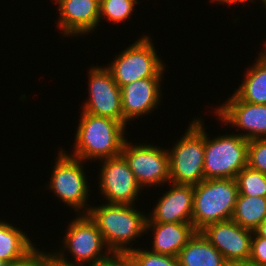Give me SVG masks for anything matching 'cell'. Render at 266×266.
<instances>
[{"instance_id": "cell-28", "label": "cell", "mask_w": 266, "mask_h": 266, "mask_svg": "<svg viewBox=\"0 0 266 266\" xmlns=\"http://www.w3.org/2000/svg\"><path fill=\"white\" fill-rule=\"evenodd\" d=\"M67 256L69 255H56L54 252H50L45 255L43 266H82L70 263Z\"/></svg>"}, {"instance_id": "cell-8", "label": "cell", "mask_w": 266, "mask_h": 266, "mask_svg": "<svg viewBox=\"0 0 266 266\" xmlns=\"http://www.w3.org/2000/svg\"><path fill=\"white\" fill-rule=\"evenodd\" d=\"M66 231L62 245L65 251L59 250L60 252L56 251L55 254L65 255V252L69 251L68 253L75 259L70 263L88 266L104 261L113 254L105 246L101 232L87 214L75 216ZM104 248H107L106 251H102Z\"/></svg>"}, {"instance_id": "cell-6", "label": "cell", "mask_w": 266, "mask_h": 266, "mask_svg": "<svg viewBox=\"0 0 266 266\" xmlns=\"http://www.w3.org/2000/svg\"><path fill=\"white\" fill-rule=\"evenodd\" d=\"M248 139L239 133L210 139L205 131V179L236 178L247 166Z\"/></svg>"}, {"instance_id": "cell-26", "label": "cell", "mask_w": 266, "mask_h": 266, "mask_svg": "<svg viewBox=\"0 0 266 266\" xmlns=\"http://www.w3.org/2000/svg\"><path fill=\"white\" fill-rule=\"evenodd\" d=\"M249 260L255 266H266V238L259 237L255 232L251 240V254Z\"/></svg>"}, {"instance_id": "cell-21", "label": "cell", "mask_w": 266, "mask_h": 266, "mask_svg": "<svg viewBox=\"0 0 266 266\" xmlns=\"http://www.w3.org/2000/svg\"><path fill=\"white\" fill-rule=\"evenodd\" d=\"M266 219V197L245 196L238 193L232 220L254 231Z\"/></svg>"}, {"instance_id": "cell-24", "label": "cell", "mask_w": 266, "mask_h": 266, "mask_svg": "<svg viewBox=\"0 0 266 266\" xmlns=\"http://www.w3.org/2000/svg\"><path fill=\"white\" fill-rule=\"evenodd\" d=\"M131 266H179L177 257L133 248L127 253Z\"/></svg>"}, {"instance_id": "cell-34", "label": "cell", "mask_w": 266, "mask_h": 266, "mask_svg": "<svg viewBox=\"0 0 266 266\" xmlns=\"http://www.w3.org/2000/svg\"><path fill=\"white\" fill-rule=\"evenodd\" d=\"M8 262L4 261L3 259H0V266H8Z\"/></svg>"}, {"instance_id": "cell-11", "label": "cell", "mask_w": 266, "mask_h": 266, "mask_svg": "<svg viewBox=\"0 0 266 266\" xmlns=\"http://www.w3.org/2000/svg\"><path fill=\"white\" fill-rule=\"evenodd\" d=\"M89 95L82 112L107 117L123 124L121 88L106 66L91 67L88 73Z\"/></svg>"}, {"instance_id": "cell-29", "label": "cell", "mask_w": 266, "mask_h": 266, "mask_svg": "<svg viewBox=\"0 0 266 266\" xmlns=\"http://www.w3.org/2000/svg\"><path fill=\"white\" fill-rule=\"evenodd\" d=\"M127 254H112L108 259L89 266H130Z\"/></svg>"}, {"instance_id": "cell-9", "label": "cell", "mask_w": 266, "mask_h": 266, "mask_svg": "<svg viewBox=\"0 0 266 266\" xmlns=\"http://www.w3.org/2000/svg\"><path fill=\"white\" fill-rule=\"evenodd\" d=\"M143 144H131L126 139L121 151V155L128 163L138 184L144 189L169 183L168 149L152 144Z\"/></svg>"}, {"instance_id": "cell-27", "label": "cell", "mask_w": 266, "mask_h": 266, "mask_svg": "<svg viewBox=\"0 0 266 266\" xmlns=\"http://www.w3.org/2000/svg\"><path fill=\"white\" fill-rule=\"evenodd\" d=\"M48 252L38 250L36 246L28 252L23 258L9 263L8 266H43L44 257Z\"/></svg>"}, {"instance_id": "cell-35", "label": "cell", "mask_w": 266, "mask_h": 266, "mask_svg": "<svg viewBox=\"0 0 266 266\" xmlns=\"http://www.w3.org/2000/svg\"><path fill=\"white\" fill-rule=\"evenodd\" d=\"M261 2L264 3L266 9V0H261Z\"/></svg>"}, {"instance_id": "cell-2", "label": "cell", "mask_w": 266, "mask_h": 266, "mask_svg": "<svg viewBox=\"0 0 266 266\" xmlns=\"http://www.w3.org/2000/svg\"><path fill=\"white\" fill-rule=\"evenodd\" d=\"M71 156L84 162L121 155L126 126L119 121L81 112Z\"/></svg>"}, {"instance_id": "cell-30", "label": "cell", "mask_w": 266, "mask_h": 266, "mask_svg": "<svg viewBox=\"0 0 266 266\" xmlns=\"http://www.w3.org/2000/svg\"><path fill=\"white\" fill-rule=\"evenodd\" d=\"M254 232L259 236L266 238V219L254 230Z\"/></svg>"}, {"instance_id": "cell-14", "label": "cell", "mask_w": 266, "mask_h": 266, "mask_svg": "<svg viewBox=\"0 0 266 266\" xmlns=\"http://www.w3.org/2000/svg\"><path fill=\"white\" fill-rule=\"evenodd\" d=\"M162 78H144L121 87L123 124L145 116L158 109L161 98ZM128 122V123H127Z\"/></svg>"}, {"instance_id": "cell-22", "label": "cell", "mask_w": 266, "mask_h": 266, "mask_svg": "<svg viewBox=\"0 0 266 266\" xmlns=\"http://www.w3.org/2000/svg\"><path fill=\"white\" fill-rule=\"evenodd\" d=\"M235 180L239 194L266 197V175L260 171L246 166L237 174Z\"/></svg>"}, {"instance_id": "cell-7", "label": "cell", "mask_w": 266, "mask_h": 266, "mask_svg": "<svg viewBox=\"0 0 266 266\" xmlns=\"http://www.w3.org/2000/svg\"><path fill=\"white\" fill-rule=\"evenodd\" d=\"M55 161L48 189H51L60 201L72 207L77 214H81V211L82 214H87L91 206L86 204L90 187L83 171L84 161L71 156L64 150H59Z\"/></svg>"}, {"instance_id": "cell-33", "label": "cell", "mask_w": 266, "mask_h": 266, "mask_svg": "<svg viewBox=\"0 0 266 266\" xmlns=\"http://www.w3.org/2000/svg\"><path fill=\"white\" fill-rule=\"evenodd\" d=\"M264 48L265 50L261 51L258 57H260L265 63H266V42L264 43Z\"/></svg>"}, {"instance_id": "cell-5", "label": "cell", "mask_w": 266, "mask_h": 266, "mask_svg": "<svg viewBox=\"0 0 266 266\" xmlns=\"http://www.w3.org/2000/svg\"><path fill=\"white\" fill-rule=\"evenodd\" d=\"M149 37L143 34L135 43L121 50L122 52L115 56L111 64H107L106 68L120 88L144 78H163L166 65L158 57L153 41Z\"/></svg>"}, {"instance_id": "cell-10", "label": "cell", "mask_w": 266, "mask_h": 266, "mask_svg": "<svg viewBox=\"0 0 266 266\" xmlns=\"http://www.w3.org/2000/svg\"><path fill=\"white\" fill-rule=\"evenodd\" d=\"M98 187L109 204L135 205L141 186L122 155L102 159Z\"/></svg>"}, {"instance_id": "cell-1", "label": "cell", "mask_w": 266, "mask_h": 266, "mask_svg": "<svg viewBox=\"0 0 266 266\" xmlns=\"http://www.w3.org/2000/svg\"><path fill=\"white\" fill-rule=\"evenodd\" d=\"M135 208L134 205L105 203L90 206L87 212L114 254H127L133 249L129 243L146 233L147 214Z\"/></svg>"}, {"instance_id": "cell-17", "label": "cell", "mask_w": 266, "mask_h": 266, "mask_svg": "<svg viewBox=\"0 0 266 266\" xmlns=\"http://www.w3.org/2000/svg\"><path fill=\"white\" fill-rule=\"evenodd\" d=\"M151 229L153 241L151 252L177 257L197 232L192 223L146 222V233Z\"/></svg>"}, {"instance_id": "cell-4", "label": "cell", "mask_w": 266, "mask_h": 266, "mask_svg": "<svg viewBox=\"0 0 266 266\" xmlns=\"http://www.w3.org/2000/svg\"><path fill=\"white\" fill-rule=\"evenodd\" d=\"M202 119H193L181 139L170 149V182L196 185L205 179V128Z\"/></svg>"}, {"instance_id": "cell-25", "label": "cell", "mask_w": 266, "mask_h": 266, "mask_svg": "<svg viewBox=\"0 0 266 266\" xmlns=\"http://www.w3.org/2000/svg\"><path fill=\"white\" fill-rule=\"evenodd\" d=\"M247 166L266 175V138L248 140Z\"/></svg>"}, {"instance_id": "cell-31", "label": "cell", "mask_w": 266, "mask_h": 266, "mask_svg": "<svg viewBox=\"0 0 266 266\" xmlns=\"http://www.w3.org/2000/svg\"><path fill=\"white\" fill-rule=\"evenodd\" d=\"M211 1L214 2V3L217 2V4L218 3H220V4L222 3V5L223 4H226V5L227 4H229V5L230 4L231 5L234 4L235 5V4H238V3H244L245 4V2L246 3L250 2L249 0H211ZM251 2L253 3L254 0H251Z\"/></svg>"}, {"instance_id": "cell-20", "label": "cell", "mask_w": 266, "mask_h": 266, "mask_svg": "<svg viewBox=\"0 0 266 266\" xmlns=\"http://www.w3.org/2000/svg\"><path fill=\"white\" fill-rule=\"evenodd\" d=\"M255 63L247 69L245 78L234 93L245 102L266 104V63L256 57Z\"/></svg>"}, {"instance_id": "cell-12", "label": "cell", "mask_w": 266, "mask_h": 266, "mask_svg": "<svg viewBox=\"0 0 266 266\" xmlns=\"http://www.w3.org/2000/svg\"><path fill=\"white\" fill-rule=\"evenodd\" d=\"M223 124L241 130L239 135L245 139L266 138V104H253L242 101L235 93L215 109Z\"/></svg>"}, {"instance_id": "cell-13", "label": "cell", "mask_w": 266, "mask_h": 266, "mask_svg": "<svg viewBox=\"0 0 266 266\" xmlns=\"http://www.w3.org/2000/svg\"><path fill=\"white\" fill-rule=\"evenodd\" d=\"M200 232L223 255L226 262L249 261L254 231L230 219L210 224Z\"/></svg>"}, {"instance_id": "cell-16", "label": "cell", "mask_w": 266, "mask_h": 266, "mask_svg": "<svg viewBox=\"0 0 266 266\" xmlns=\"http://www.w3.org/2000/svg\"><path fill=\"white\" fill-rule=\"evenodd\" d=\"M59 15L58 28L64 37L85 36L99 26V6L97 0H56Z\"/></svg>"}, {"instance_id": "cell-32", "label": "cell", "mask_w": 266, "mask_h": 266, "mask_svg": "<svg viewBox=\"0 0 266 266\" xmlns=\"http://www.w3.org/2000/svg\"><path fill=\"white\" fill-rule=\"evenodd\" d=\"M225 266H255V265L249 260V261L226 262Z\"/></svg>"}, {"instance_id": "cell-18", "label": "cell", "mask_w": 266, "mask_h": 266, "mask_svg": "<svg viewBox=\"0 0 266 266\" xmlns=\"http://www.w3.org/2000/svg\"><path fill=\"white\" fill-rule=\"evenodd\" d=\"M179 266H225L223 255L203 236L196 232L177 256Z\"/></svg>"}, {"instance_id": "cell-15", "label": "cell", "mask_w": 266, "mask_h": 266, "mask_svg": "<svg viewBox=\"0 0 266 266\" xmlns=\"http://www.w3.org/2000/svg\"><path fill=\"white\" fill-rule=\"evenodd\" d=\"M169 191L155 203L146 222L192 223L194 185L169 182Z\"/></svg>"}, {"instance_id": "cell-23", "label": "cell", "mask_w": 266, "mask_h": 266, "mask_svg": "<svg viewBox=\"0 0 266 266\" xmlns=\"http://www.w3.org/2000/svg\"><path fill=\"white\" fill-rule=\"evenodd\" d=\"M138 0H103L99 6V23L104 19L112 23H122L132 16ZM136 4V5H135Z\"/></svg>"}, {"instance_id": "cell-3", "label": "cell", "mask_w": 266, "mask_h": 266, "mask_svg": "<svg viewBox=\"0 0 266 266\" xmlns=\"http://www.w3.org/2000/svg\"><path fill=\"white\" fill-rule=\"evenodd\" d=\"M238 185L234 178L204 179L194 185L192 224L197 232L206 226L232 219Z\"/></svg>"}, {"instance_id": "cell-19", "label": "cell", "mask_w": 266, "mask_h": 266, "mask_svg": "<svg viewBox=\"0 0 266 266\" xmlns=\"http://www.w3.org/2000/svg\"><path fill=\"white\" fill-rule=\"evenodd\" d=\"M34 247L25 232L0 220V259L12 263L23 258Z\"/></svg>"}]
</instances>
